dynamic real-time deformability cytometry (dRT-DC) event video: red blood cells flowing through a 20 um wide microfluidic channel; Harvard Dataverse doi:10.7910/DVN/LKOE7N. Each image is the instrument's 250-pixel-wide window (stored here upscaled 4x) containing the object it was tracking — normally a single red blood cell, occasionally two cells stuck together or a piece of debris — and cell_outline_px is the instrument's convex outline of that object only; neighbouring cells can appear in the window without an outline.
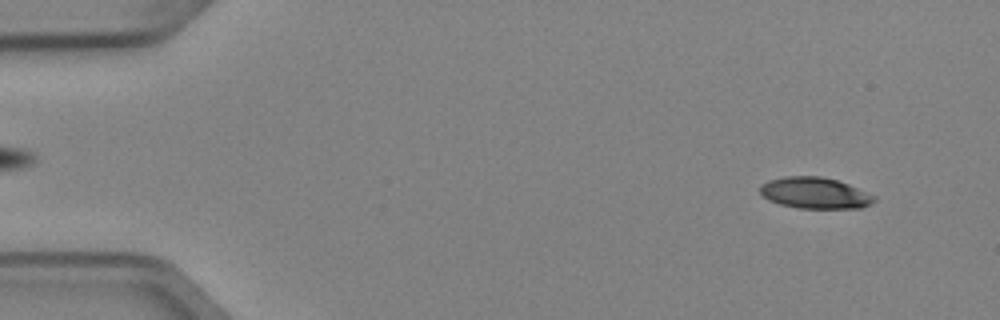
{"species": "Egyptian fruit bat (a non-hibernating species)", "species_latin": "Rousettus aegyptiacus", "temperature_condition": "cold", "stored_images_in_passage": 4, "camera_frame_rate_fps": 3000, "um_per_image_px": 0.085, "animal": {"sex": "female"}, "frame": {"image": 1, "passage_image": 1, "time_ms": 0.0, "image_size_px": [1000, 320], "cell_outline_px": [[876, 200], [872, 204], [860, 208], [796, 208], [780, 204], [768, 200], [760, 192], [760, 184], [768, 180], [784, 176], [820, 176], [836, 180], [848, 184], [876, 196]], "centroid_in_image_um": [69.26, 16.4], "position_along_channel_um": 15.7, "area_um2": 20.87}}
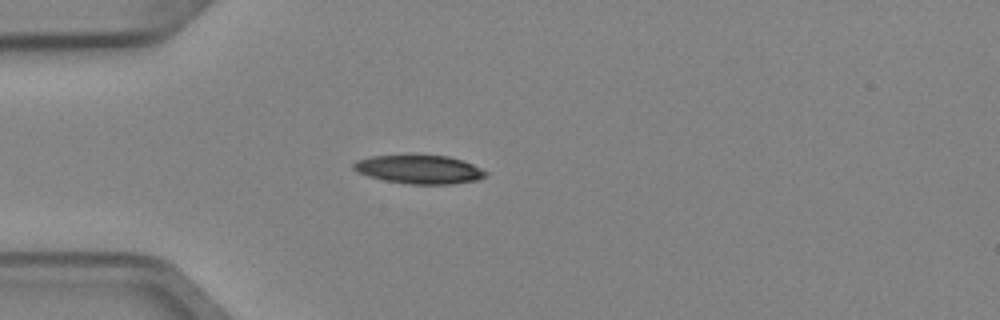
{"frame": {"image": 2, "passage_image": 4, "time_ms": 1.0, "image_size_px": [1000, 320], "cell_outline_px": [[488, 176], [476, 180], [452, 184], [408, 184], [384, 180], [368, 176], [356, 172], [352, 168], [352, 164], [356, 160], [372, 156], [448, 156], [472, 164], [488, 172]], "centroid_in_image_um": [35.62, 14.41], "position_along_channel_um": 49.4, "area_um2": 21.85}}